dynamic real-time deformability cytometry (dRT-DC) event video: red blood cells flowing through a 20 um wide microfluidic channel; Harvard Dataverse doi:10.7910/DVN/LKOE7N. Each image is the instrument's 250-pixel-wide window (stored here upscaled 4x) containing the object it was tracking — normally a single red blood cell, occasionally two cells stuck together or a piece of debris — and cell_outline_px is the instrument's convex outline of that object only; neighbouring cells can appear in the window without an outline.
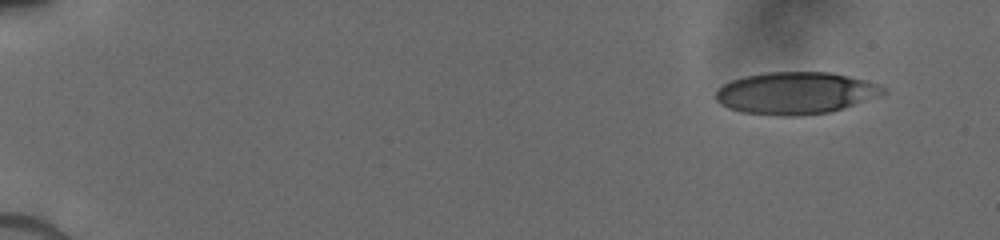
{"species": "human", "species_latin": "Homo sapiens", "temperature_condition": "cold", "stored_images_in_passage": 41, "camera_frame_rate_fps": 3000, "um_per_image_px": 0.085, "donor": {"sex": "male"}, "frame": {"image": 1, "passage_image": 1, "time_ms": 0.0, "image_size_px": [1000, 240], "cell_outline_px": [[888, 92], [880, 96], [832, 112], [800, 116], [780, 116], [740, 112], [728, 108], [720, 104], [716, 100], [716, 88], [732, 80], [744, 76], [768, 72], [828, 72], [848, 76], [864, 80], [888, 88]], "centroid_in_image_um": [67.63, 7.92], "position_along_channel_um": 17.4, "area_um2": 41.38}}
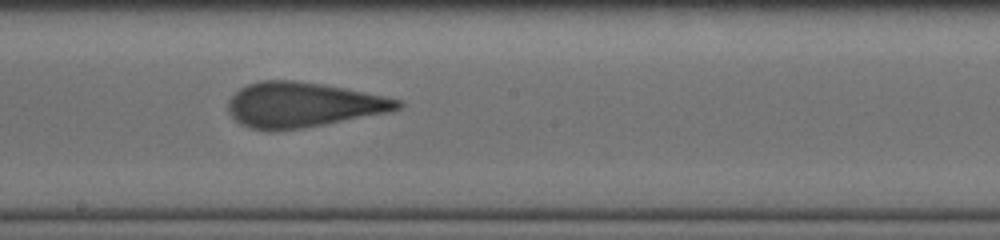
{"frame": {"image": 2, "passage_image": 23, "time_ms": 8.667, "image_size_px": [1000, 240], "cell_outline_px": [[404, 104], [400, 108], [388, 112], [324, 124], [300, 128], [248, 128], [240, 124], [228, 112], [228, 100], [240, 88], [248, 84], [260, 80], [292, 80], [324, 84], [404, 100]], "centroid_in_image_um": [25.76, 8.87], "position_along_channel_um": 222.4, "area_um2": 43.75}}
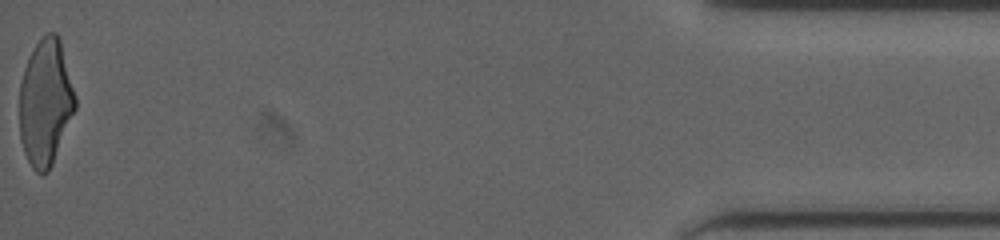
{"frame": {"image": 3, "passage_image": 41, "time_ms": 15.667, "image_size_px": [1000, 240], "cell_outline_px": [[76, 108], [52, 164], [48, 172], [44, 176], [40, 176], [32, 168], [24, 152], [20, 140], [20, 84], [24, 68], [36, 44], [48, 32], [56, 32], [60, 36], [76, 96]], "centroid_in_image_um": [3.88, 8.72], "position_along_channel_um": 431.3, "area_um2": 41.15}}